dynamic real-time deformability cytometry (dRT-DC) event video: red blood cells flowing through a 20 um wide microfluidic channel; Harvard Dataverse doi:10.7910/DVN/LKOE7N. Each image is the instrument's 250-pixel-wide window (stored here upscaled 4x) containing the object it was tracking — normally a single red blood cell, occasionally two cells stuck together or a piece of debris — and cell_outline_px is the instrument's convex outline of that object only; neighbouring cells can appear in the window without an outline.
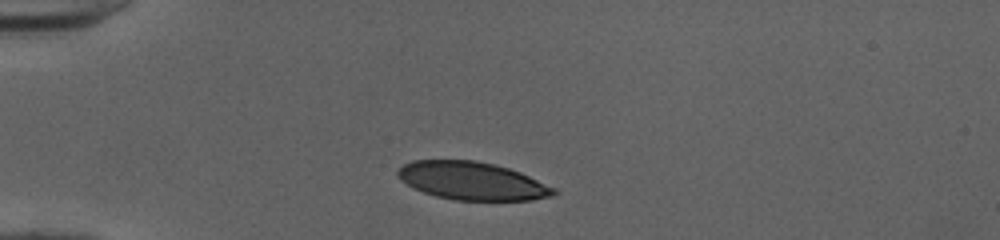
{"species": "human", "species_latin": "Homo sapiens", "temperature_condition": "cold", "stored_images_in_passage": 32, "camera_frame_rate_fps": 3000, "um_per_image_px": 0.085, "donor": {"sex": "female"}, "frame": {"image": 1, "passage_image": 1, "time_ms": 0.0, "image_size_px": [1000, 240], "cell_outline_px": [[556, 196], [532, 200], [456, 200], [436, 196], [412, 188], [400, 180], [396, 176], [396, 172], [404, 164], [412, 160], [476, 160], [508, 168], [520, 172], [556, 188]], "centroid_in_image_um": [40.12, 15.38], "position_along_channel_um": 44.9, "area_um2": 34.62}}
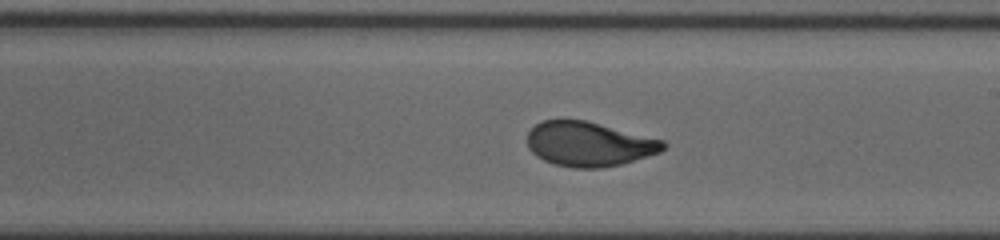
{"frame": {"image": 2, "passage_image": 18, "time_ms": 5.667, "image_size_px": [1000, 240], "cell_outline_px": [[668, 144], [660, 152], [624, 164], [600, 168], [572, 168], [556, 164], [544, 160], [536, 156], [528, 148], [528, 132], [536, 124], [544, 120], [584, 120], [664, 140]], "centroid_in_image_um": [50.08, 12.26], "position_along_channel_um": 238.9, "area_um2": 35.2}}
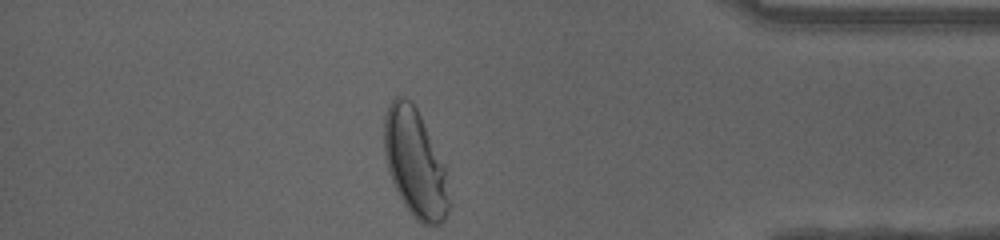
{"frame": {"image": 3, "passage_image": 32, "time_ms": 10.333, "image_size_px": [1000, 240], "cell_outline_px": [[452, 204], [444, 220], [440, 224], [424, 224], [416, 220], [412, 216], [404, 204], [388, 172], [384, 152], [384, 116], [388, 104], [396, 96], [404, 96], [412, 100], [444, 164]], "centroid_in_image_um": [35.29, 13.88], "position_along_channel_um": 399.9, "area_um2": 40.92}, "authors_computed_cell_mechanics": {"area_um2": 36.2117, "velocity_mm_per_s": 4.006, "shape_relaxation_time_tau1_ms": 3.8262, "shape_relaxation_time_tau2_ms": null, "deformation_change_tau1": 0.1886, "deformation_change_tau2": null}}